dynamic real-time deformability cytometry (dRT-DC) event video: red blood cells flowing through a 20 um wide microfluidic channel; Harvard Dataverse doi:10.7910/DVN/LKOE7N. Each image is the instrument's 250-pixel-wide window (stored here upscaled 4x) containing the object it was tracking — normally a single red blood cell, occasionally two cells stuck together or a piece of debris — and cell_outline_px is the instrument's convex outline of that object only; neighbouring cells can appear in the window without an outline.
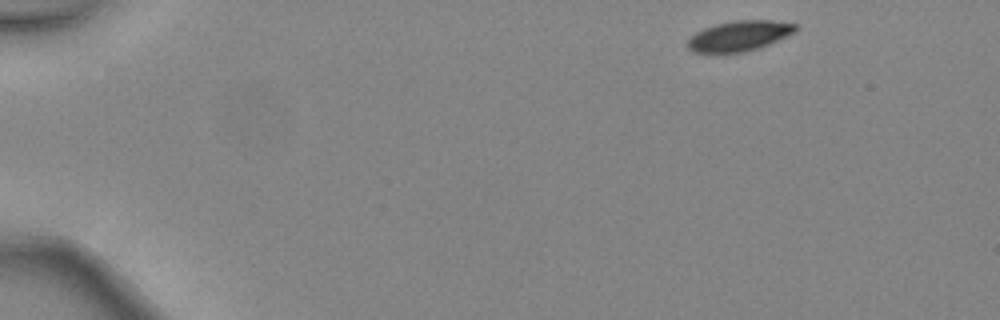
{"species": "common noctule bat (a hibernating species)", "species_latin": "Nyctalus noctula", "temperature_condition": "warm", "stored_images_in_passage": 4, "camera_frame_rate_fps": 3000, "um_per_image_px": 0.085, "animal": {"sex": "female", "body_mass_g": 24.6, "forearm_length_mm": 56.2}, "frame": {"image": 1, "passage_image": 1, "time_ms": 0.0, "image_size_px": [1000, 320], "cell_outline_px": [[800, 28], [796, 32], [768, 44], [744, 52], [692, 52], [688, 48], [688, 40], [696, 32], [704, 28], [716, 24], [736, 20], [772, 20], [796, 24]], "centroid_in_image_um": [62.87, 3.03], "position_along_channel_um": 22.1, "area_um2": 18.84}}
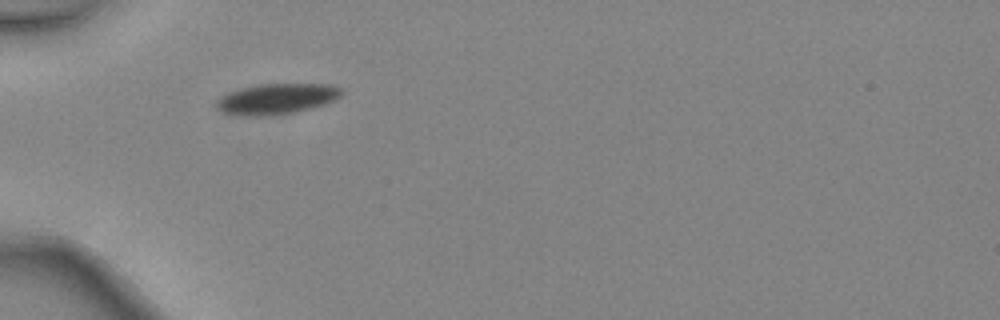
{"frame": {"image": 2, "passage_image": 3, "time_ms": 0.667, "image_size_px": [1000, 320], "cell_outline_px": [[344, 92], [340, 96], [324, 104], [312, 108], [292, 112], [264, 116], [240, 116], [224, 112], [216, 108], [216, 100], [232, 92], [244, 88], [264, 84], [328, 84], [340, 88]], "centroid_in_image_um": [23.53, 8.41], "position_along_channel_um": 61.5, "area_um2": 21.85}}
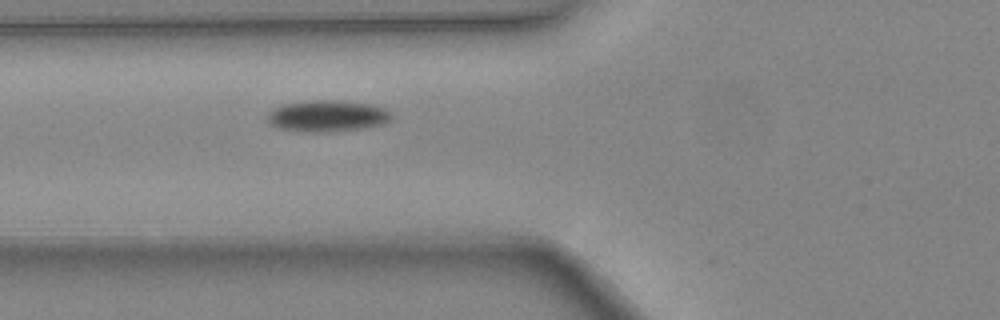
{"frame": {"image": 3, "passage_image": 4, "time_ms": 1.0, "image_size_px": [1000, 320], "cell_outline_px": [[392, 116], [384, 124], [360, 128], [320, 132], [308, 132], [280, 128], [272, 124], [268, 120], [268, 112], [272, 108], [284, 104], [304, 100], [332, 100], [372, 104], [384, 108], [392, 112]], "centroid_in_image_um": [27.82, 9.84], "position_along_channel_um": 98.0, "area_um2": 22.54}}